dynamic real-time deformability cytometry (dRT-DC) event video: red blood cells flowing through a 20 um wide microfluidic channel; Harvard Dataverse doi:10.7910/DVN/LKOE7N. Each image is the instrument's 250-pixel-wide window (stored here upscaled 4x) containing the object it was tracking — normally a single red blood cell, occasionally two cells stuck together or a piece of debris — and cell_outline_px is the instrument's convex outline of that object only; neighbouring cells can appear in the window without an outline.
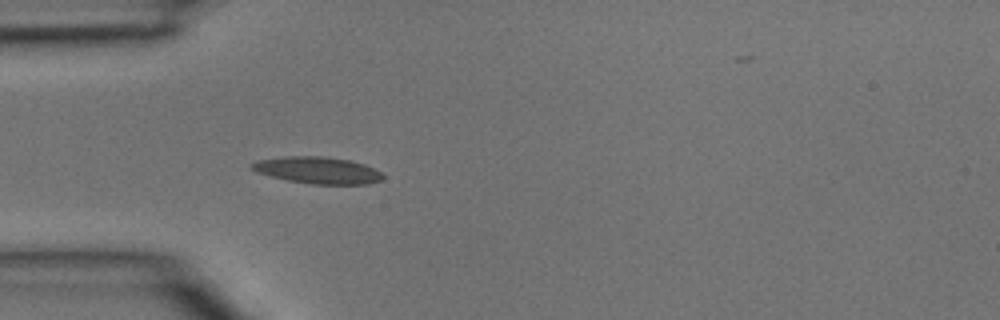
{"species": "common noctule bat (a hibernating species)", "species_latin": "Nyctalus noctula", "temperature_condition": "room temperature", "stored_images_in_passage": 3, "camera_frame_rate_fps": 3000, "um_per_image_px": 0.085, "animal": {"sex": "male", "body_mass_g": 15.6}, "frame": {"image": 1, "passage_image": 3, "time_ms": 0.667, "image_size_px": [1000, 320], "cell_outline_px": [[384, 176], [380, 180], [368, 184], [312, 184], [288, 180], [256, 172], [248, 168], [248, 164], [256, 160], [284, 156], [324, 156], [348, 160], [364, 164], [380, 172]], "centroid_in_image_um": [26.93, 14.46], "position_along_channel_um": 58.1, "area_um2": 20.46}}